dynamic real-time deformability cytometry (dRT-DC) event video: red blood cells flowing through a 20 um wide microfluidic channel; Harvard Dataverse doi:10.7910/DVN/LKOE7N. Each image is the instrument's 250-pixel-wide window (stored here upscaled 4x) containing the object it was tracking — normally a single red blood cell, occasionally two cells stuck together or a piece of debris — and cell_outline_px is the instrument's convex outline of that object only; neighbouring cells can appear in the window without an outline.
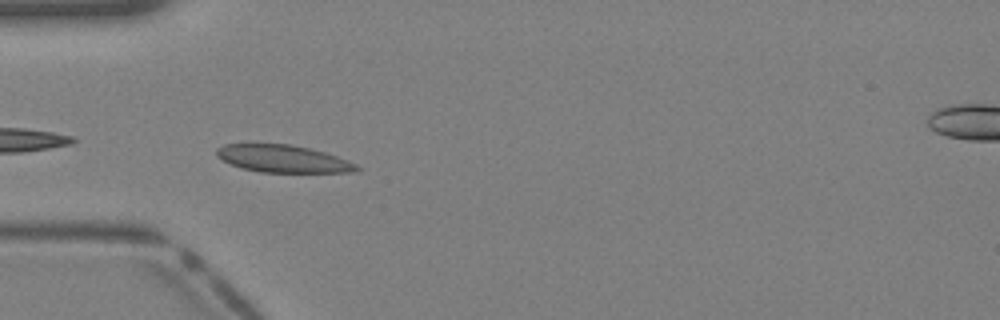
{"species": "Egyptian fruit bat (a non-hibernating species)", "species_latin": "Rousettus aegyptiacus", "temperature_condition": "warm", "stored_images_in_passage": 30, "camera_frame_rate_fps": 3000, "um_per_image_px": 0.085, "animal": {"sex": "female"}, "frame": {"image": 1, "passage_image": 3, "time_ms": 0.667, "image_size_px": [1000, 320], "cell_outline_px": [[364, 168], [356, 172], [260, 172], [240, 168], [216, 156], [216, 148], [224, 144], [252, 140], [292, 144], [324, 152], [336, 156], [356, 164]], "centroid_in_image_um": [23.97, 13.44], "position_along_channel_um": 61.0, "area_um2": 23.29}}
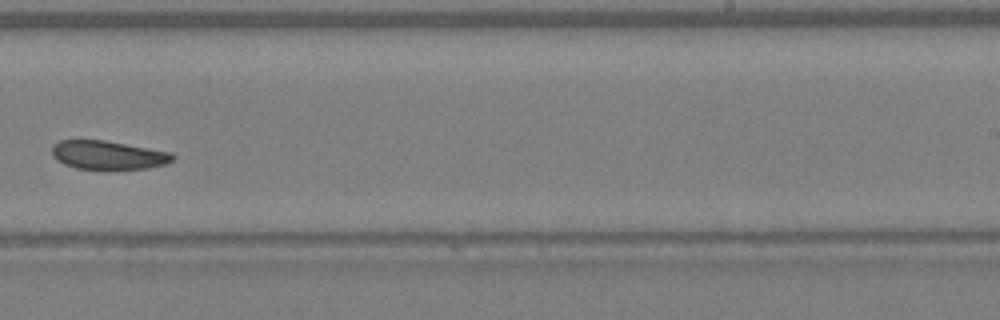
{"frame": {"image": 2, "passage_image": 16, "time_ms": 5.0, "image_size_px": [1000, 320], "cell_outline_px": [[176, 156], [172, 160], [164, 164], [148, 168], [112, 172], [76, 168], [64, 164], [52, 156], [52, 144], [60, 140], [104, 140], [172, 152]], "centroid_in_image_um": [9.19, 13.22], "position_along_channel_um": 279.8, "area_um2": 20.92}}
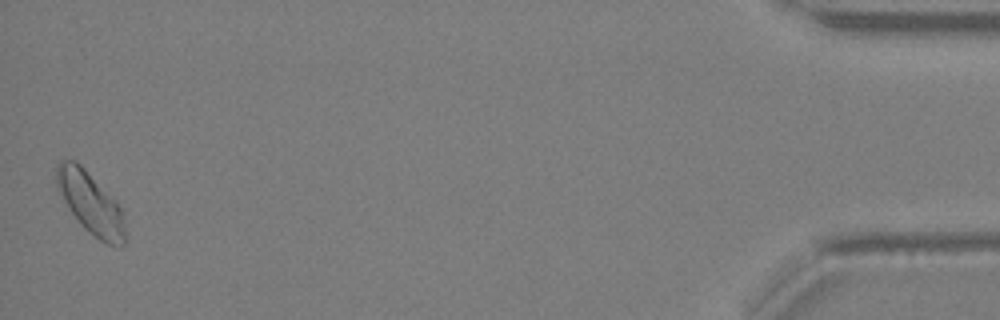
{"frame": {"image": 3, "passage_image": 30, "time_ms": 9.667, "image_size_px": [1000, 320], "cell_outline_px": [[124, 244], [108, 244], [100, 240], [84, 228], [68, 208], [56, 188], [56, 164], [60, 160], [76, 160], [116, 200], [124, 212]], "centroid_in_image_um": [7.67, 17.21], "position_along_channel_um": 427.5, "area_um2": 24.51}}